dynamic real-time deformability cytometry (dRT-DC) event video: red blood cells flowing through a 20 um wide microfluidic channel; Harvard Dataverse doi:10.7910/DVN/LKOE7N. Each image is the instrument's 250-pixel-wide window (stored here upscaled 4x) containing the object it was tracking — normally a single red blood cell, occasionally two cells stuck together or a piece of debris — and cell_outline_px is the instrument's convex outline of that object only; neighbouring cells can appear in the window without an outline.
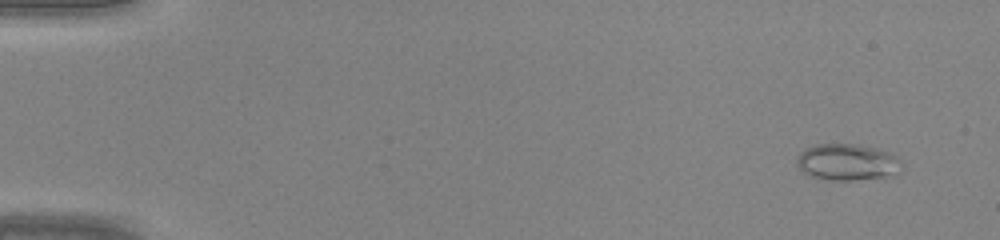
{"species": "common noctule bat (a hibernating species)", "species_latin": "Nyctalus noctula", "temperature_condition": "warm", "stored_images_in_passage": 46, "camera_frame_rate_fps": 3000, "um_per_image_px": 0.085, "animal": {"sex": "male", "body_mass_g": 20.0, "forearm_length_mm": 53.3}, "frame": {"image": 1, "passage_image": 4, "time_ms": 1.0, "image_size_px": [1000, 240], "cell_outline_px": [[900, 160], [896, 176], [852, 180], [832, 180], [812, 176], [804, 172], [796, 164], [796, 160], [800, 152], [804, 148], [816, 144], [860, 144], [876, 148], [888, 152], [896, 156]], "centroid_in_image_um": [72.01, 13.77], "position_along_channel_um": 13.0, "area_um2": 22.31}}
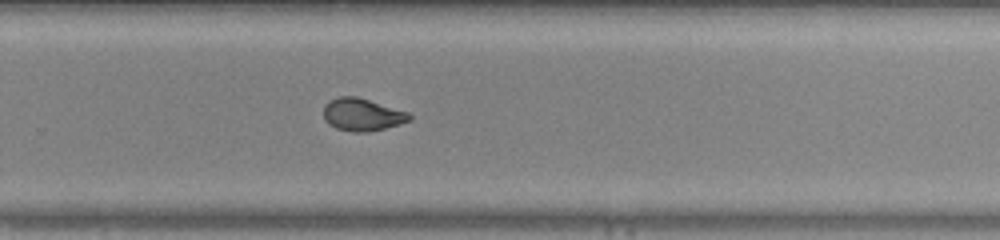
{"frame": {"image": 2, "passage_image": 32, "time_ms": 10.333, "image_size_px": [1000, 240], "cell_outline_px": [[412, 120], [400, 124], [368, 132], [352, 132], [336, 128], [328, 124], [324, 120], [324, 104], [340, 96], [356, 96], [408, 112], [412, 116]], "centroid_in_image_um": [30.79, 9.75], "position_along_channel_um": 299.0, "area_um2": 16.24}}
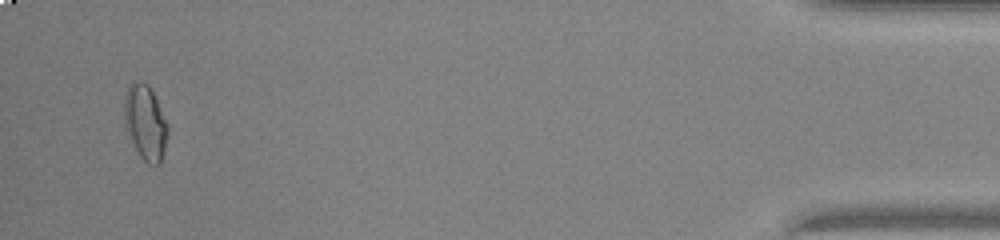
{"frame": {"image": 3, "passage_image": 45, "time_ms": 14.667, "image_size_px": [1000, 240], "cell_outline_px": [[168, 136], [164, 152], [160, 164], [156, 168], [148, 164], [140, 156], [132, 140], [124, 120], [124, 96], [128, 84], [132, 80], [136, 80], [148, 84], [168, 124]], "centroid_in_image_um": [12.36, 10.41], "position_along_channel_um": 422.8, "area_um2": 19.02}}